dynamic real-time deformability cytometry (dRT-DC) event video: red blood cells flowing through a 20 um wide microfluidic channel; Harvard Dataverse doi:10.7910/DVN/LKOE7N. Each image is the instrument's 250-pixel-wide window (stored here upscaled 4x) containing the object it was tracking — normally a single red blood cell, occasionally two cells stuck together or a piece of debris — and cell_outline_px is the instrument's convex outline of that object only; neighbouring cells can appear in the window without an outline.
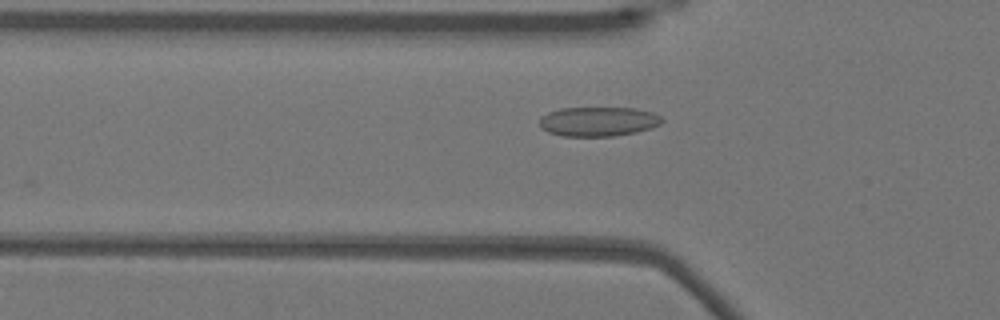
{"species": "Egyptian fruit bat (a non-hibernating species)", "species_latin": "Rousettus aegyptiacus", "temperature_condition": "warm", "stored_images_in_passage": 41, "camera_frame_rate_fps": 3000, "um_per_image_px": 0.085, "animal": {"sex": "female"}, "frame": {"image": 1, "passage_image": 5, "time_ms": 1.333, "image_size_px": [1000, 320], "cell_outline_px": [[664, 120], [660, 124], [652, 128], [636, 132], [616, 136], [560, 136], [548, 132], [540, 128], [540, 120], [548, 112], [560, 108], [636, 108], [652, 112], [660, 116]], "centroid_in_image_um": [50.87, 10.33], "position_along_channel_um": 74.9, "area_um2": 21.1}}
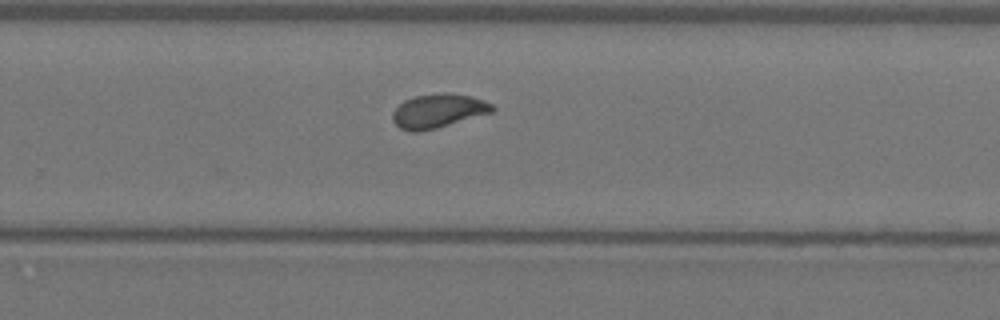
{"frame": {"image": 2, "passage_image": 22, "time_ms": 7.0, "image_size_px": [1000, 320], "cell_outline_px": [[496, 108], [492, 112], [436, 128], [420, 132], [412, 132], [400, 128], [392, 120], [392, 112], [404, 100], [416, 96], [444, 92], [448, 92], [472, 96], [484, 100], [492, 104]], "centroid_in_image_um": [37.24, 9.42], "position_along_channel_um": 292.6, "area_um2": 19.71}}
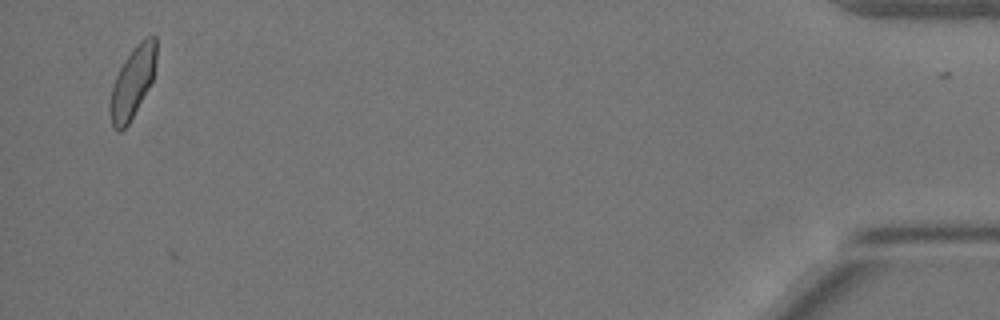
{"frame": {"image": 3, "passage_image": 39, "time_ms": 12.667, "image_size_px": [1000, 320], "cell_outline_px": [[156, 60], [152, 80], [148, 88], [128, 124], [120, 132], [116, 132], [112, 128], [112, 84], [124, 60], [136, 44], [140, 40], [148, 36], [156, 36]], "centroid_in_image_um": [11.29, 6.95], "position_along_channel_um": 423.9, "area_um2": 18.5}, "authors_computed_cell_mechanics": {"area_um2": 19.2474, "velocity_mm_per_s": 3.8347, "shape_relaxation_time_tau1_ms": 6.7298, "shape_relaxation_time_tau2_ms": 0.7054, "deformation_change_tau1": 0.154, "deformation_change_tau2": 0.0442}}